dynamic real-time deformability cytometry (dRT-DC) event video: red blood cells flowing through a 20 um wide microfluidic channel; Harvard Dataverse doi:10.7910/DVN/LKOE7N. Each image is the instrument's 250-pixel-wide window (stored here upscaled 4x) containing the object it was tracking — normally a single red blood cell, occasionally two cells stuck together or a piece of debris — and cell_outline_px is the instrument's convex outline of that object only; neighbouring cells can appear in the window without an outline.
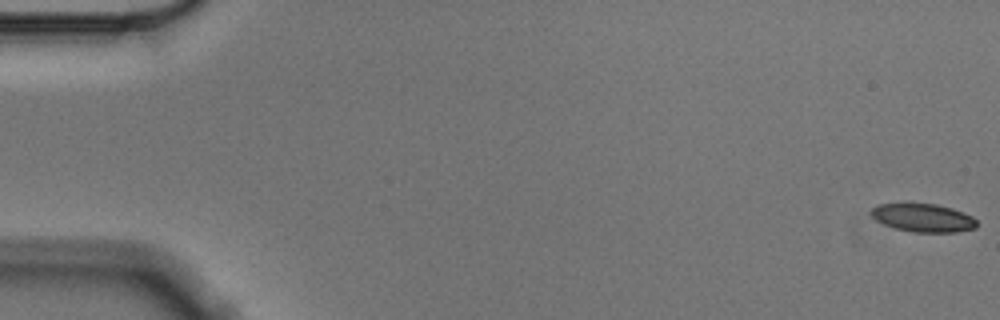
{"species": "Egyptian fruit bat (a non-hibernating species)", "species_latin": "Rousettus aegyptiacus", "temperature_condition": "cold", "stored_images_in_passage": 16, "camera_frame_rate_fps": 3000, "um_per_image_px": 0.085, "animal": {"sex": "male"}, "frame": {"image": 1, "passage_image": 1, "time_ms": 0.0, "image_size_px": [1000, 320], "cell_outline_px": [[976, 228], [956, 232], [912, 232], [896, 228], [884, 224], [876, 220], [872, 216], [872, 208], [876, 204], [904, 200], [936, 204], [952, 208], [964, 212], [972, 216], [976, 220]], "centroid_in_image_um": [78.42, 18.45], "position_along_channel_um": 6.6, "area_um2": 18.09}}
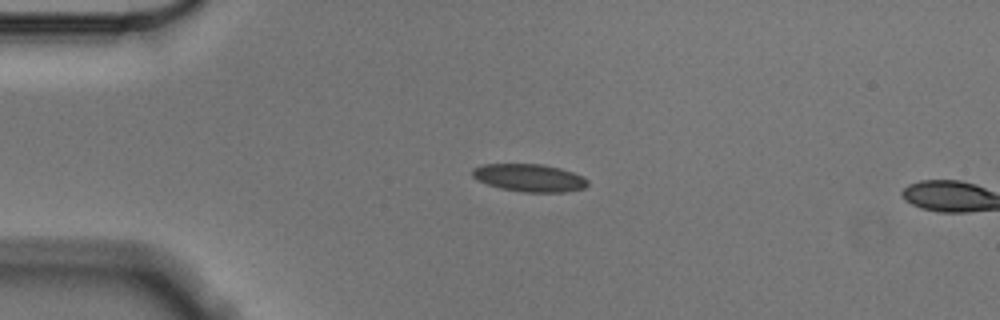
{"frame": {"image": 2, "passage_image": 14, "time_ms": 4.333, "image_size_px": [1000, 320], "cell_outline_px": [[588, 184], [584, 188], [568, 192], [524, 192], [500, 188], [476, 180], [472, 176], [472, 168], [480, 164], [544, 164], [560, 168], [584, 176], [588, 180]], "centroid_in_image_um": [44.99, 15.11], "position_along_channel_um": 40.0, "area_um2": 18.79}}